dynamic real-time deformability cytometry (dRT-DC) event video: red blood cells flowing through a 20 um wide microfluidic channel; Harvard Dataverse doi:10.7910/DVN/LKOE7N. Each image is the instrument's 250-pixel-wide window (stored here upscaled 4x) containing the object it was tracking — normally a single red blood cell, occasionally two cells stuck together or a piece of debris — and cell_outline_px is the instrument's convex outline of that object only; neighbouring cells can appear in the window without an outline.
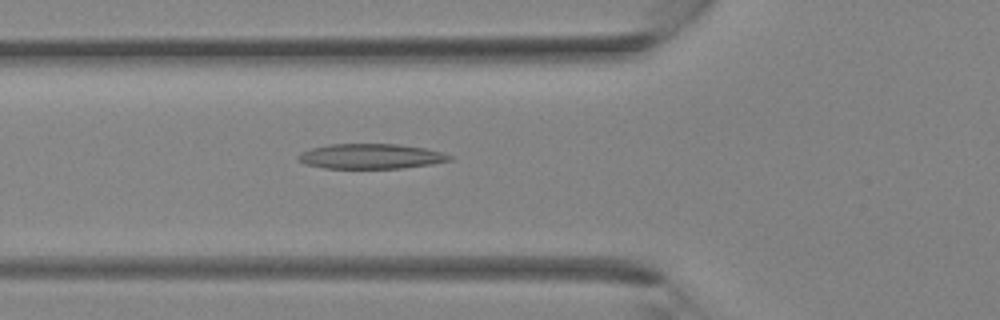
{"species": "Egyptian fruit bat (a non-hibernating species)", "species_latin": "Rousettus aegyptiacus", "temperature_condition": "room temperature", "stored_images_in_passage": 25, "camera_frame_rate_fps": 3000, "um_per_image_px": 0.085, "animal": {"sex": "female"}, "frame": {"image": 1, "passage_image": 3, "time_ms": 0.667, "image_size_px": [1000, 320], "cell_outline_px": [[452, 160], [432, 164], [400, 168], [324, 168], [304, 164], [296, 160], [296, 156], [300, 152], [312, 148], [328, 144], [400, 144], [424, 148], [440, 152], [452, 156]], "centroid_in_image_um": [31.46, 13.28], "position_along_channel_um": 94.3, "area_um2": 22.14}}
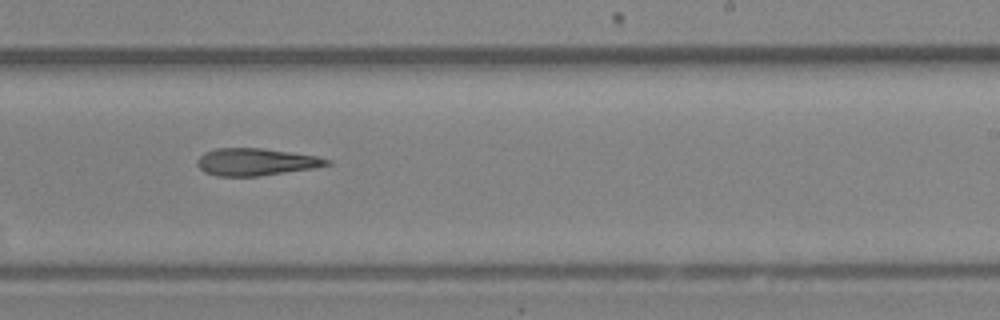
{"frame": {"image": 2, "passage_image": 12, "time_ms": 3.667, "image_size_px": [1000, 320], "cell_outline_px": [[332, 164], [312, 168], [256, 176], [220, 176], [204, 172], [196, 164], [196, 160], [204, 152], [216, 148], [260, 148], [316, 156], [332, 160]], "centroid_in_image_um": [21.71, 13.76], "position_along_channel_um": 267.3, "area_um2": 20.35}}
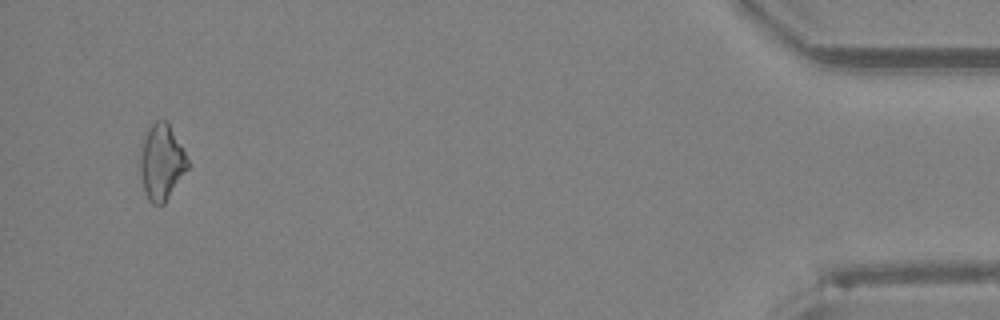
{"frame": {"image": 3, "passage_image": 24, "time_ms": 7.667, "image_size_px": [1000, 320], "cell_outline_px": [[188, 168], [164, 204], [152, 204], [148, 200], [144, 192], [140, 172], [140, 148], [144, 136], [148, 128], [156, 120], [168, 120], [188, 160]], "centroid_in_image_um": [13.71, 13.77], "position_along_channel_um": 421.5, "area_um2": 20.98}}